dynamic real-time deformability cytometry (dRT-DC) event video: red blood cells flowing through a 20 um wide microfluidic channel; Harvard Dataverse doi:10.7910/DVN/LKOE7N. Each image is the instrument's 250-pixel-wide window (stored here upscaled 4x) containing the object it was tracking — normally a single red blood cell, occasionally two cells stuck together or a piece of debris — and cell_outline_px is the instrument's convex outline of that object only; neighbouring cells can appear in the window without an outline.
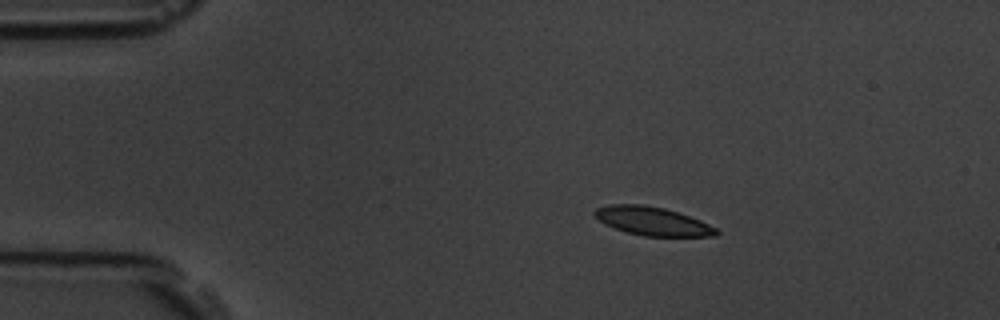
{"species": "common noctule bat (a hibernating species)", "species_latin": "Nyctalus noctula", "temperature_condition": "room temperature", "stored_images_in_passage": 47, "camera_frame_rate_fps": 3000, "um_per_image_px": 0.085, "animal": {"sex": "male", "body_mass_g": 19.5, "forearm_length_mm": 54.6}, "frame": {"image": 1, "passage_image": 1, "time_ms": 0.0, "image_size_px": [1000, 320], "cell_outline_px": [[720, 232], [716, 236], [644, 236], [628, 232], [604, 224], [592, 212], [596, 208], [608, 204], [644, 204], [664, 208], [700, 220], [716, 228]], "centroid_in_image_um": [55.45, 18.79], "position_along_channel_um": 29.6, "area_um2": 20.06}}
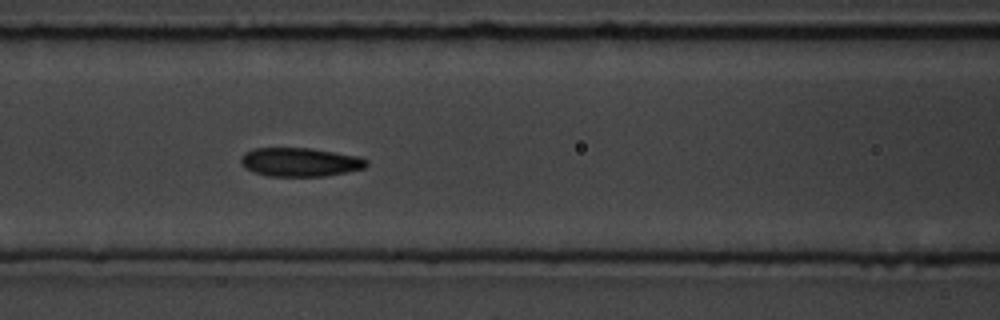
{"frame": {"image": 2, "passage_image": 15, "time_ms": 4.667, "image_size_px": [1000, 320], "cell_outline_px": [[368, 164], [364, 168], [324, 176], [268, 176], [252, 172], [244, 168], [240, 164], [240, 160], [244, 152], [252, 148], [312, 148], [360, 156], [368, 160]], "centroid_in_image_um": [25.47, 13.77], "position_along_channel_um": 141.1, "area_um2": 21.27}}
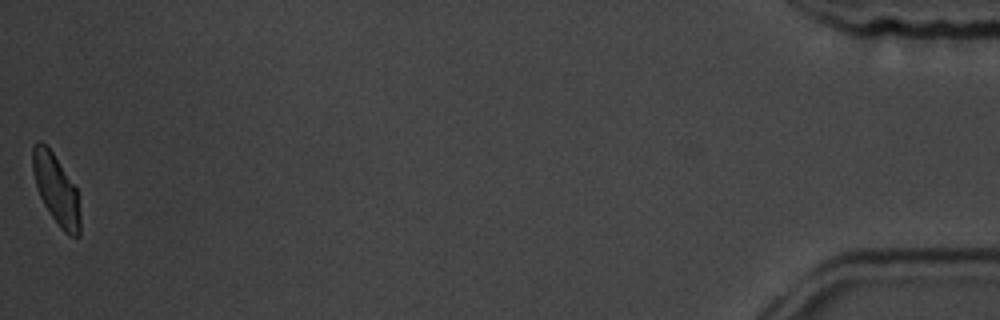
{"frame": {"image": 3, "passage_image": 47, "time_ms": 15.333, "image_size_px": [1000, 320], "cell_outline_px": [[80, 236], [68, 236], [60, 228], [44, 204], [40, 196], [36, 184], [32, 168], [32, 148], [36, 140], [40, 140], [52, 152], [76, 188], [80, 216]], "centroid_in_image_um": [4.77, 16.11], "position_along_channel_um": 430.4, "area_um2": 19.02}, "authors_computed_cell_mechanics": {"area_um2": 20.6346, "velocity_mm_per_s": 3.6358, "shape_relaxation_time_tau1_ms": 4.2135, "shape_relaxation_time_tau2_ms": 3.6605, "deformation_change_tau1": 0.1113, "deformation_change_tau2": 0.0886}}